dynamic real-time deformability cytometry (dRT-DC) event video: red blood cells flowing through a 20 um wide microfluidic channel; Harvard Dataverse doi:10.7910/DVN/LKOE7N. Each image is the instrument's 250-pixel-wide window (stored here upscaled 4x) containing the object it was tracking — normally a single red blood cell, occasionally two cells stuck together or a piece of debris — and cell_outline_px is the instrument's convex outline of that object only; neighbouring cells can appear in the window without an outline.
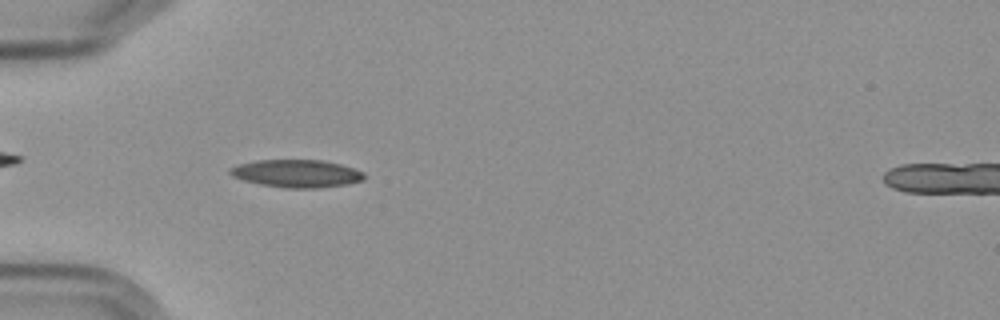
{"species": "Egyptian fruit bat (a non-hibernating species)", "species_latin": "Rousettus aegyptiacus", "temperature_condition": "cold", "stored_images_in_passage": 7, "camera_frame_rate_fps": 3000, "um_per_image_px": 0.085, "frame": {"image": 1, "passage_image": 5, "time_ms": 5.0, "image_size_px": [1000, 320], "cell_outline_px": [[364, 180], [348, 184], [320, 188], [284, 188], [260, 184], [244, 180], [232, 176], [228, 172], [228, 168], [240, 164], [256, 160], [320, 160], [340, 164], [364, 172]], "centroid_in_image_um": [25.21, 14.75], "position_along_channel_um": 59.8, "area_um2": 21.68}}
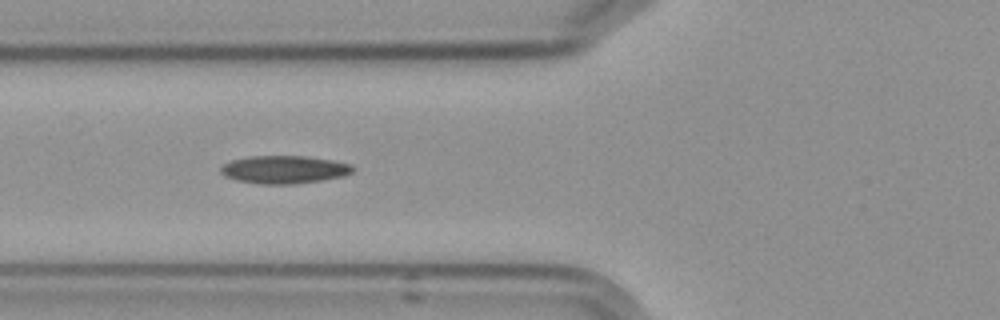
{"frame": {"image": 2, "passage_image": 6, "time_ms": 6.333, "image_size_px": [1000, 320], "cell_outline_px": [[352, 172], [344, 176], [320, 180], [292, 184], [260, 184], [236, 180], [224, 176], [220, 172], [220, 168], [224, 164], [232, 160], [248, 156], [304, 156], [332, 160], [352, 164]], "centroid_in_image_um": [24.12, 14.41], "position_along_channel_um": 101.7, "area_um2": 21.39}}